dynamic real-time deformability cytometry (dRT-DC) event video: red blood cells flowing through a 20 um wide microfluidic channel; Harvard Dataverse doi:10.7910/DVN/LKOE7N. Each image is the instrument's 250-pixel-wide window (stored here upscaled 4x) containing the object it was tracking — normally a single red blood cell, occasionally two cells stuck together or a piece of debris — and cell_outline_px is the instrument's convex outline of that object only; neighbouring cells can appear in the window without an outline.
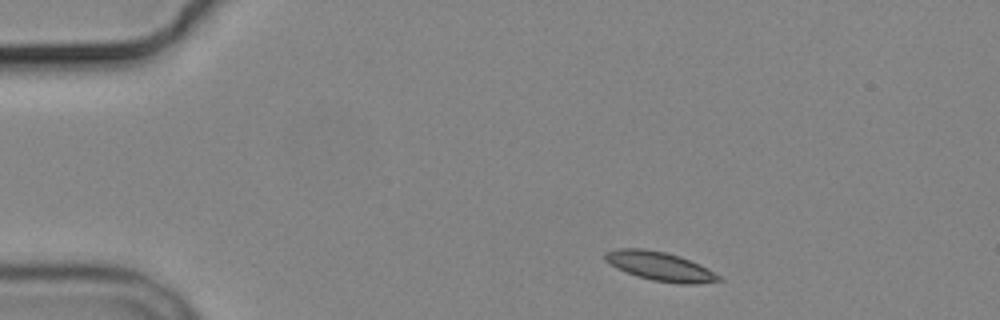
{"species": "common noctule bat (a hibernating species)", "species_latin": "Nyctalus noctula", "temperature_condition": "cold", "stored_images_in_passage": 3, "camera_frame_rate_fps": 3000, "um_per_image_px": 0.085, "animal": {"sex": "male", "body_mass_g": 19.2, "forearm_length_mm": 51.8}, "frame": {"image": 1, "passage_image": 1, "time_ms": 0.0, "image_size_px": [1000, 320], "cell_outline_px": [[724, 280], [696, 284], [680, 284], [652, 280], [636, 276], [616, 268], [604, 260], [604, 252], [616, 248], [644, 248], [664, 252], [680, 256], [700, 264], [708, 268], [720, 276]], "centroid_in_image_um": [56.08, 22.63], "position_along_channel_um": 28.9, "area_um2": 19.36}}
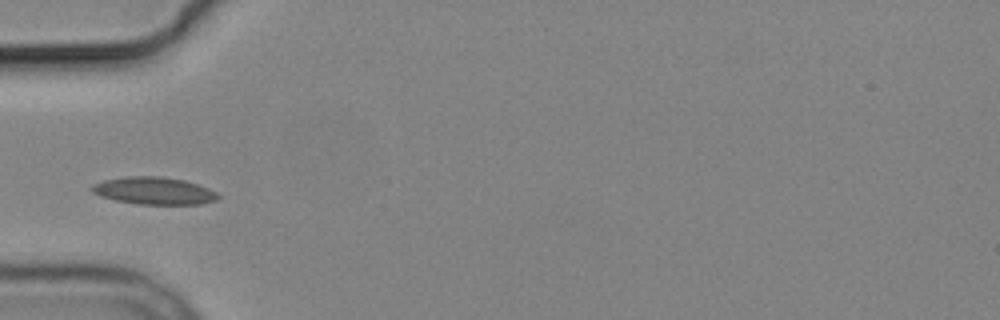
{"frame": {"image": 2, "passage_image": 3, "time_ms": 3.0, "image_size_px": [1000, 320], "cell_outline_px": [[220, 196], [216, 200], [200, 204], [136, 204], [116, 200], [100, 196], [92, 192], [88, 188], [92, 184], [104, 180], [128, 176], [160, 176], [184, 180], [208, 188], [216, 192]], "centroid_in_image_um": [13.05, 16.21], "position_along_channel_um": 72.0, "area_um2": 20.11}}